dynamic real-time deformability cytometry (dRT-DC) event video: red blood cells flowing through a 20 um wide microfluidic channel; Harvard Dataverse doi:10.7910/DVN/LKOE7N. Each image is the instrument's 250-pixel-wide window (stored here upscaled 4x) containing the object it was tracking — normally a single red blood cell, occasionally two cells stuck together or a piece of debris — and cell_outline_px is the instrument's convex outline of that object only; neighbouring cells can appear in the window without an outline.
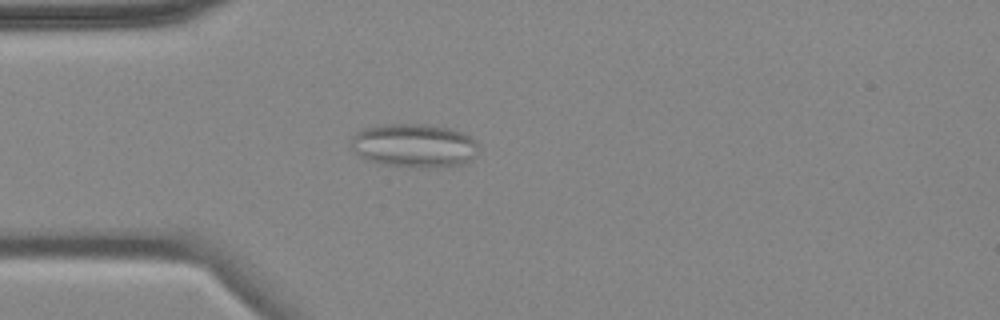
{"species": "common noctule bat (a hibernating species)", "species_latin": "Nyctalus noctula", "temperature_condition": "cold", "stored_images_in_passage": 3, "camera_frame_rate_fps": 3000, "um_per_image_px": 0.085, "animal": {"sex": "female", "body_mass_g": 18.4}, "frame": {"image": 1, "passage_image": 3, "time_ms": 2.333, "image_size_px": [1000, 320], "cell_outline_px": [[480, 144], [476, 156], [464, 164], [440, 168], [420, 168], [384, 164], [368, 160], [360, 156], [348, 144], [356, 132], [360, 128], [380, 124], [424, 124], [448, 128], [460, 132], [476, 140]], "centroid_in_image_um": [35.21, 12.38], "position_along_channel_um": 49.8, "area_um2": 33.0}}